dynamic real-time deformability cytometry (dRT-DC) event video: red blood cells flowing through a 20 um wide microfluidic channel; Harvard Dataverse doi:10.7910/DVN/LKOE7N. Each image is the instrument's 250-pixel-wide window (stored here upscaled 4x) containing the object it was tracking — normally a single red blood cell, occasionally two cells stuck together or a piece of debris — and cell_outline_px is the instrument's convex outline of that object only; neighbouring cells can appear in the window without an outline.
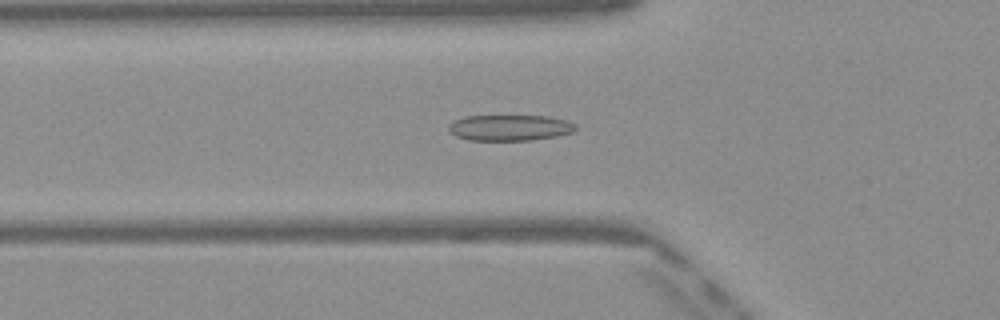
{"species": "Egyptian fruit bat (a non-hibernating species)", "species_latin": "Rousettus aegyptiacus", "temperature_condition": "warm", "stored_images_in_passage": 50, "camera_frame_rate_fps": 3000, "um_per_image_px": 0.085, "frame": {"image": 1, "passage_image": 18, "time_ms": 5.667, "image_size_px": [1000, 320], "cell_outline_px": [[576, 128], [572, 132], [556, 136], [532, 140], [468, 140], [456, 136], [448, 132], [448, 124], [464, 116], [548, 116], [568, 120], [576, 124]], "centroid_in_image_um": [43.32, 10.85], "position_along_channel_um": 82.5, "area_um2": 19.25}}
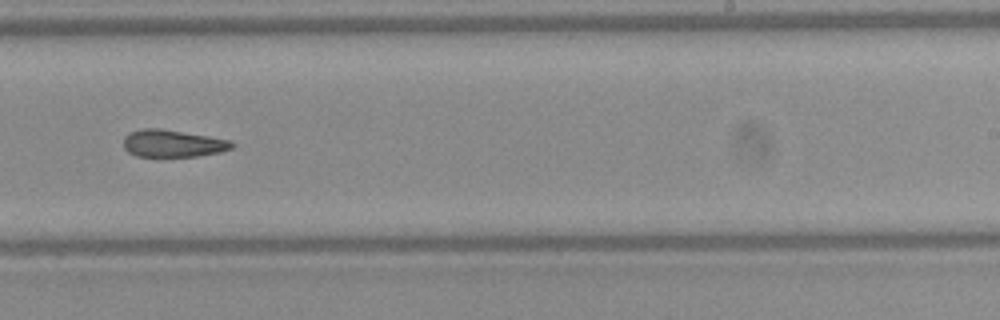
{"frame": {"image": 2, "passage_image": 32, "time_ms": 10.333, "image_size_px": [1000, 320], "cell_outline_px": [[236, 144], [232, 148], [220, 152], [196, 156], [136, 156], [128, 152], [124, 148], [124, 136], [128, 132], [144, 128], [160, 128], [232, 140]], "centroid_in_image_um": [14.69, 12.18], "position_along_channel_um": 274.3, "area_um2": 17.28}}
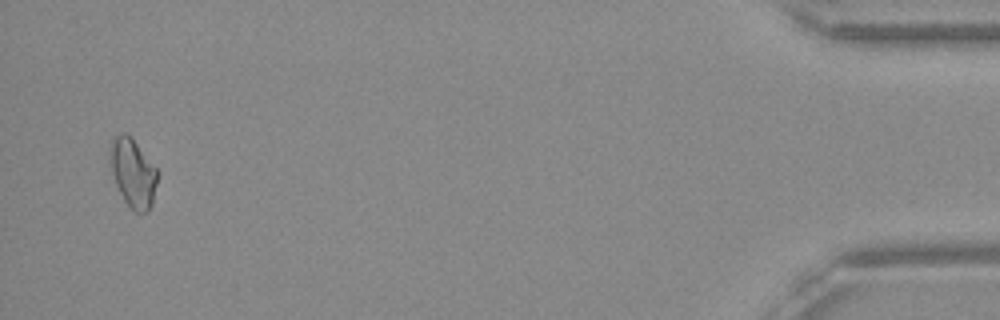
{"frame": {"image": 3, "passage_image": 49, "time_ms": 16.0, "image_size_px": [1000, 320], "cell_outline_px": [[156, 184], [152, 204], [144, 212], [136, 212], [124, 200], [116, 184], [112, 172], [108, 148], [112, 136], [120, 132], [124, 132], [136, 144], [156, 168]], "centroid_in_image_um": [11.25, 14.65], "position_along_channel_um": 424.0, "area_um2": 18.44}, "authors_computed_cell_mechanics": {"area_um2": 18.3804, "velocity_mm_per_s": 4.087, "shape_relaxation_time_tau1_ms": null, "shape_relaxation_time_tau2_ms": 4.8159, "deformation_change_tau1": null, "deformation_change_tau2": 0.1157}}